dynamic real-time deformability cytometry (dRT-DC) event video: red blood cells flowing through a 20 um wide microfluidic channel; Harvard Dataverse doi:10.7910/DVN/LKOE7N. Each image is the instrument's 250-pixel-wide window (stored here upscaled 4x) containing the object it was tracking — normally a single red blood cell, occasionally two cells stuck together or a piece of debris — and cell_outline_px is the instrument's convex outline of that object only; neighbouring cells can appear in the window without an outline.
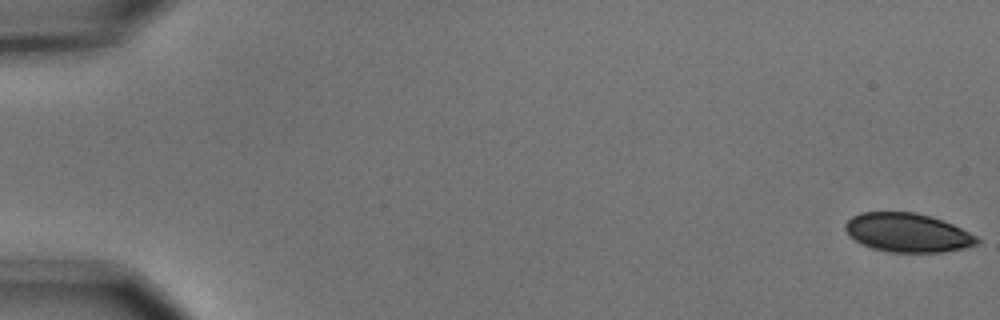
{"species": "common noctule bat (a hibernating species)", "species_latin": "Nyctalus noctula", "temperature_condition": "cold", "stored_images_in_passage": 7, "camera_frame_rate_fps": 3000, "um_per_image_px": 0.085, "animal": {"sex": "male", "body_mass_g": 15.6}, "frame": {"image": 1, "passage_image": 1, "time_ms": 0.0, "image_size_px": [1000, 320], "cell_outline_px": [[980, 244], [964, 248], [940, 252], [888, 252], [872, 248], [856, 240], [844, 228], [844, 224], [852, 216], [860, 212], [916, 212], [932, 216], [944, 220], [976, 236], [980, 240]], "centroid_in_image_um": [77.17, 19.77], "position_along_channel_um": 7.8, "area_um2": 29.77}}
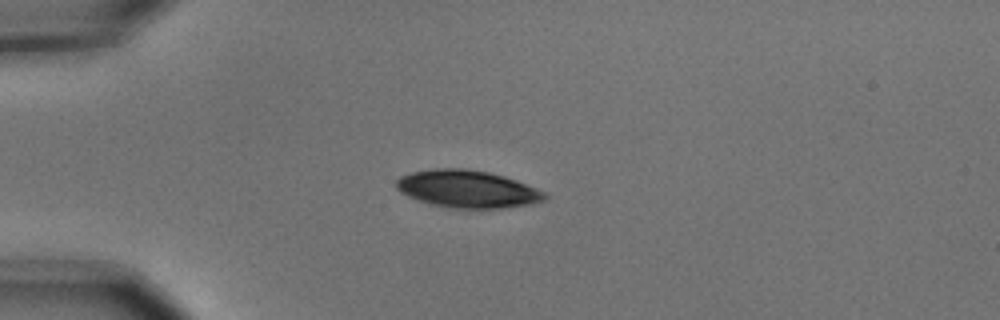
{"frame": {"image": 2, "passage_image": 5, "time_ms": 1.333, "image_size_px": [1000, 320], "cell_outline_px": [[548, 200], [532, 204], [504, 208], [448, 208], [428, 204], [408, 196], [400, 192], [396, 188], [396, 180], [400, 176], [412, 172], [432, 168], [468, 168], [488, 172], [504, 176], [516, 180], [544, 192], [548, 196]], "centroid_in_image_um": [39.72, 16.07], "position_along_channel_um": 45.3, "area_um2": 32.71}}